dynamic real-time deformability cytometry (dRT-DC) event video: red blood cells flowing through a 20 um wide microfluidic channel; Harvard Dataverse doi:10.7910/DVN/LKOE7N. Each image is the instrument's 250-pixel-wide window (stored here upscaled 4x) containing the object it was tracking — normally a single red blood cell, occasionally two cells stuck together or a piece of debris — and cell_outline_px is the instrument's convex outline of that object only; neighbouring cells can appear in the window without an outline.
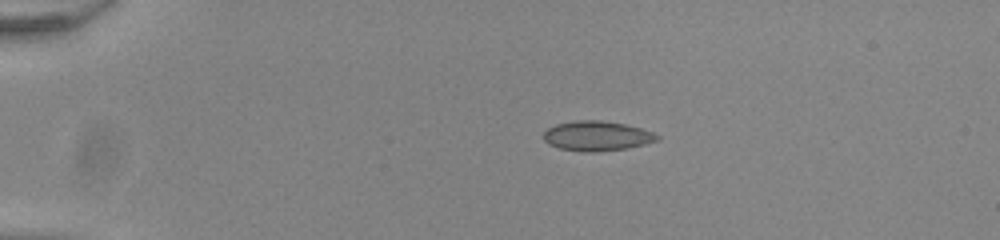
{"species": "common noctule bat (a hibernating species)", "species_latin": "Nyctalus noctula", "temperature_condition": "room temperature", "stored_images_in_passage": 43, "camera_frame_rate_fps": 3000, "um_per_image_px": 0.085, "animal": {"sex": "male", "body_mass_g": 20.0, "forearm_length_mm": 53.3}, "frame": {"image": 1, "passage_image": 1, "time_ms": 0.0, "image_size_px": [1000, 240], "cell_outline_px": [[660, 140], [628, 148], [592, 152], [588, 152], [560, 148], [548, 144], [544, 140], [544, 132], [548, 128], [556, 124], [576, 120], [600, 120], [624, 124], [640, 128], [652, 132], [660, 136]], "centroid_in_image_um": [50.74, 11.55], "position_along_channel_um": 34.3, "area_um2": 19.59}}
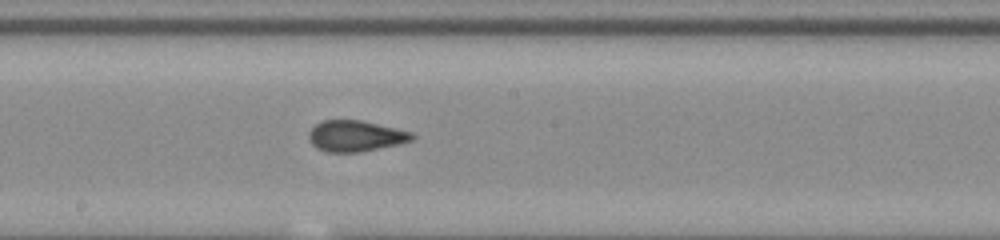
{"frame": {"image": 2, "passage_image": 20, "time_ms": 6.333, "image_size_px": [1000, 240], "cell_outline_px": [[416, 136], [412, 140], [400, 144], [360, 152], [328, 152], [316, 148], [308, 140], [308, 132], [316, 124], [324, 120], [360, 120], [396, 128], [412, 132]], "centroid_in_image_um": [30.22, 11.56], "position_along_channel_um": 218.0, "area_um2": 18.73}}
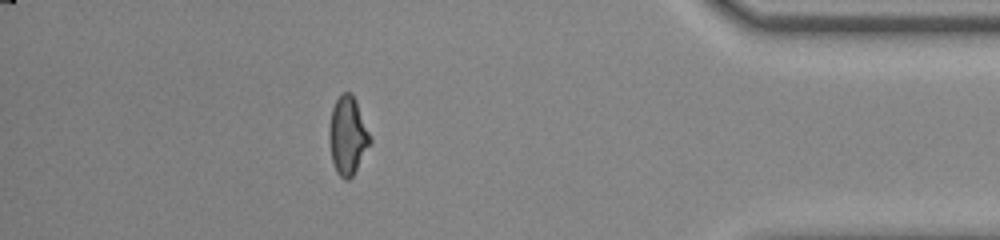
{"frame": {"image": 3, "passage_image": 37, "time_ms": 12.0, "image_size_px": [1000, 240], "cell_outline_px": [[372, 144], [352, 176], [348, 180], [344, 180], [336, 172], [332, 160], [328, 136], [328, 132], [332, 108], [340, 92], [352, 92], [356, 100], [372, 140]], "centroid_in_image_um": [29.56, 11.52], "position_along_channel_um": 405.6, "area_um2": 18.84}, "authors_computed_cell_mechanics": {"area_um2": 18.8428, "velocity_mm_per_s": 3.9248, "shape_relaxation_time_tau1_ms": 7.1418, "shape_relaxation_time_tau2_ms": 0.8348, "deformation_change_tau1": 0.1491, "deformation_change_tau2": 0.044}}